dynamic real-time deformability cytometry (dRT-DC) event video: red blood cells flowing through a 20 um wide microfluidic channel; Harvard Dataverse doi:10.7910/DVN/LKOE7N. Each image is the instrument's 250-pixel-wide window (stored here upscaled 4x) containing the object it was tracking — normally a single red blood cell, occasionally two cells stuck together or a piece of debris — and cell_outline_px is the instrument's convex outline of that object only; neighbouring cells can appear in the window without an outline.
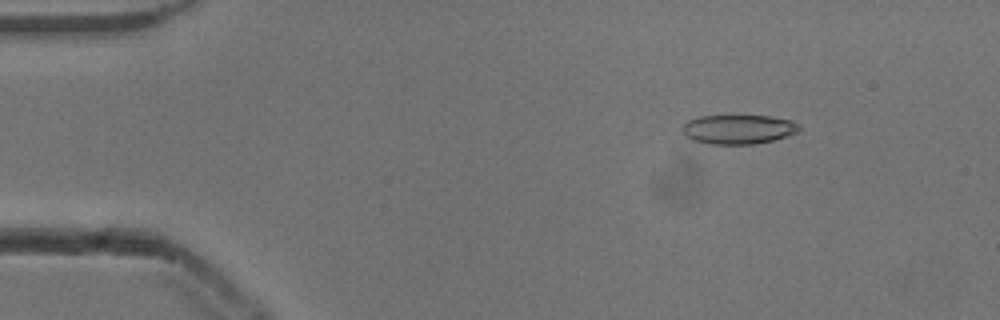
{"species": "common noctule bat (a hibernating species)", "species_latin": "Nyctalus noctula", "temperature_condition": "cold", "stored_images_in_passage": 52, "camera_frame_rate_fps": 3000, "um_per_image_px": 0.085, "animal": {"sex": "male", "body_mass_g": 13.3}, "frame": {"image": 1, "passage_image": 6, "time_ms": 1.667, "image_size_px": [1000, 320], "cell_outline_px": [[800, 128], [796, 132], [772, 140], [752, 144], [708, 144], [692, 140], [684, 136], [680, 128], [688, 120], [700, 116], [768, 116], [792, 120], [800, 124]], "centroid_in_image_um": [62.7, 10.99], "position_along_channel_um": 22.3, "area_um2": 19.94}}
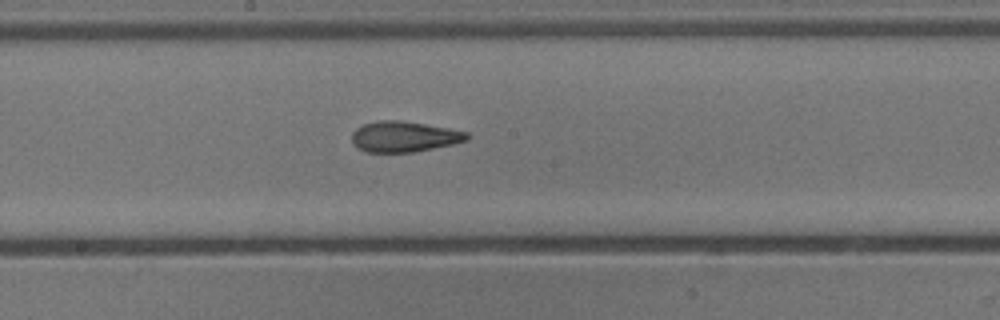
{"frame": {"image": 2, "passage_image": 27, "time_ms": 8.667, "image_size_px": [1000, 320], "cell_outline_px": [[468, 140], [452, 144], [412, 152], [364, 152], [352, 144], [352, 132], [356, 128], [364, 124], [380, 120], [400, 120], [448, 128], [468, 132]], "centroid_in_image_um": [34.31, 11.61], "position_along_channel_um": 213.9, "area_um2": 20.46}}
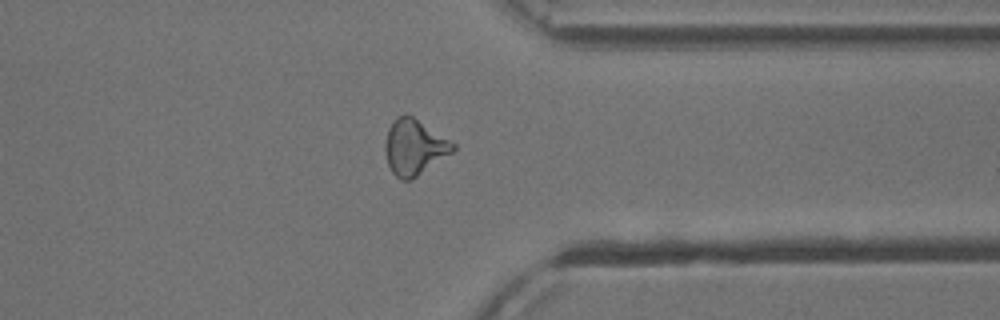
{"frame": {"image": 3, "passage_image": 40, "time_ms": 13.0, "image_size_px": [1000, 320], "cell_outline_px": [[456, 148], [452, 152], [412, 180], [400, 180], [392, 172], [388, 164], [384, 148], [384, 144], [388, 128], [396, 116], [412, 116], [456, 144]], "centroid_in_image_um": [35.19, 12.53], "position_along_channel_um": 376.2, "area_um2": 21.73}, "authors_computed_cell_mechanics": {"area_um2": 20.6635, "velocity_mm_per_s": 3.8704, "shape_relaxation_time_tau1_ms": 9.1497, "shape_relaxation_time_tau2_ms": 3.1432, "deformation_change_tau1": 0.1983, "deformation_change_tau2": 0.1122}}